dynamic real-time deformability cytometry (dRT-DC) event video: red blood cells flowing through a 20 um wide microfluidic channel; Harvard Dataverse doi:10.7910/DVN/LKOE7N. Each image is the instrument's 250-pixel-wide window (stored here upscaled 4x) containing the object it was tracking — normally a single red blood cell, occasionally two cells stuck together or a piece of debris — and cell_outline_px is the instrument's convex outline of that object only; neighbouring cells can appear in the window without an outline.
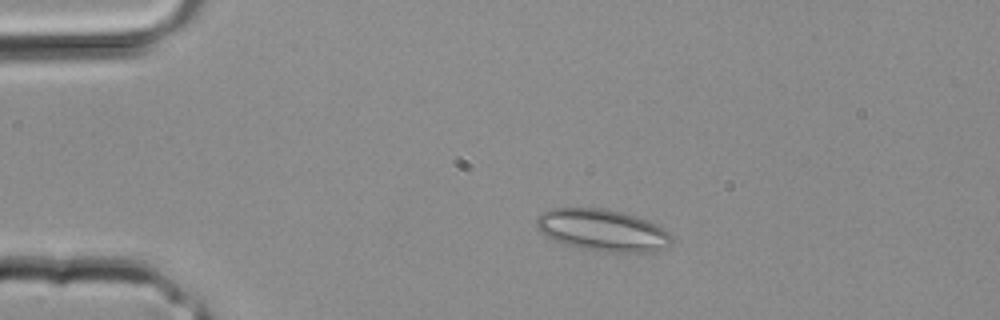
{"species": "common noctule bat (a hibernating species)", "species_latin": "Nyctalus noctula", "temperature_condition": "room temperature", "stored_images_in_passage": 3, "camera_frame_rate_fps": 3000, "um_per_image_px": 0.085, "animal": {"sex": "male", "body_mass_g": 20.4}, "frame": {"image": 1, "passage_image": 2, "time_ms": 0.333, "image_size_px": [1000, 320], "cell_outline_px": [[672, 244], [648, 252], [604, 252], [580, 248], [564, 244], [540, 232], [536, 224], [536, 216], [552, 208], [600, 208], [624, 212], [648, 220], [656, 224], [668, 232], [672, 236]], "centroid_in_image_um": [51.21, 19.56], "position_along_channel_um": 33.8, "area_um2": 32.89}}